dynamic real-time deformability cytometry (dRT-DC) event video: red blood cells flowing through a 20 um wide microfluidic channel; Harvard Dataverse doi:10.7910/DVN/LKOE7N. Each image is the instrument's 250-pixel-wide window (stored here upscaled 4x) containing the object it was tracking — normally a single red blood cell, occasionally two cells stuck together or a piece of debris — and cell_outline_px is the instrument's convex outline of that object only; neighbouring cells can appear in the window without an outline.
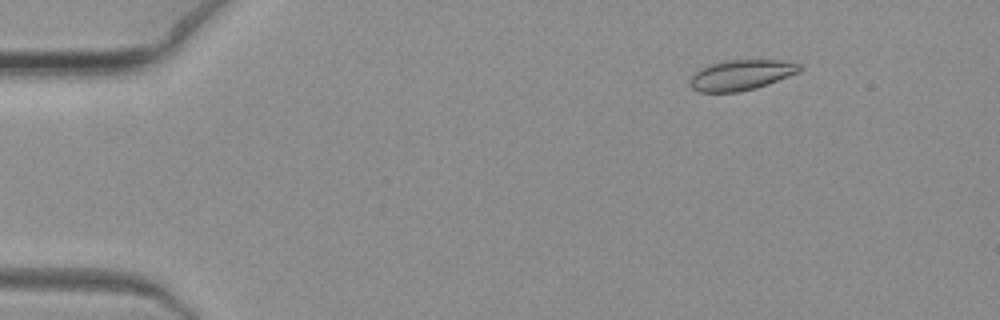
{"species": "common noctule bat (a hibernating species)", "species_latin": "Nyctalus noctula", "temperature_condition": "warm", "stored_images_in_passage": 7, "camera_frame_rate_fps": 3000, "um_per_image_px": 0.085, "animal": {"sex": "female", "body_mass_g": 19.3, "forearm_length_mm": 54.1}, "frame": {"image": 1, "passage_image": 3, "time_ms": 0.667, "image_size_px": [1000, 320], "cell_outline_px": [[804, 68], [800, 72], [768, 84], [756, 88], [736, 92], [700, 92], [692, 88], [688, 84], [688, 76], [700, 68], [712, 64], [728, 60], [784, 60], [800, 64]], "centroid_in_image_um": [62.98, 6.37], "position_along_channel_um": 22.0, "area_um2": 19.65}}